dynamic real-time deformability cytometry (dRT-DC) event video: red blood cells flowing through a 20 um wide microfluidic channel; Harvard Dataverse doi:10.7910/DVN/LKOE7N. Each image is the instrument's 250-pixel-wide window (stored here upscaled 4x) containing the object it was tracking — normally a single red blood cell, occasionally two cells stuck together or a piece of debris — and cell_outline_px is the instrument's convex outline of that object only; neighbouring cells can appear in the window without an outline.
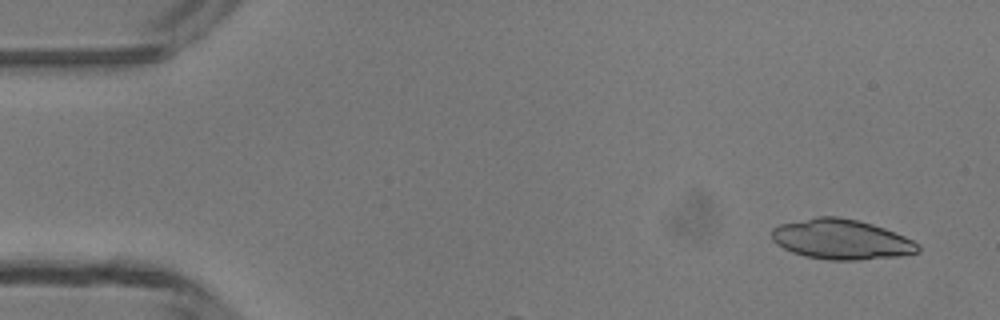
{"species": "common noctule bat (a hibernating species)", "species_latin": "Nyctalus noctula", "temperature_condition": "room temperature", "stored_images_in_passage": 3, "camera_frame_rate_fps": 3000, "um_per_image_px": 0.085, "animal": {"sex": "male", "body_mass_g": 13.3}, "frame": {"image": 1, "passage_image": 1, "time_ms": 0.0, "image_size_px": [1000, 320], "cell_outline_px": [[920, 252], [900, 256], [860, 260], [828, 260], [804, 256], [792, 252], [776, 244], [772, 240], [772, 228], [780, 224], [816, 216], [836, 216], [860, 220], [884, 228], [904, 236], [920, 244]], "centroid_in_image_um": [71.52, 20.35], "position_along_channel_um": 13.5, "area_um2": 34.39}}